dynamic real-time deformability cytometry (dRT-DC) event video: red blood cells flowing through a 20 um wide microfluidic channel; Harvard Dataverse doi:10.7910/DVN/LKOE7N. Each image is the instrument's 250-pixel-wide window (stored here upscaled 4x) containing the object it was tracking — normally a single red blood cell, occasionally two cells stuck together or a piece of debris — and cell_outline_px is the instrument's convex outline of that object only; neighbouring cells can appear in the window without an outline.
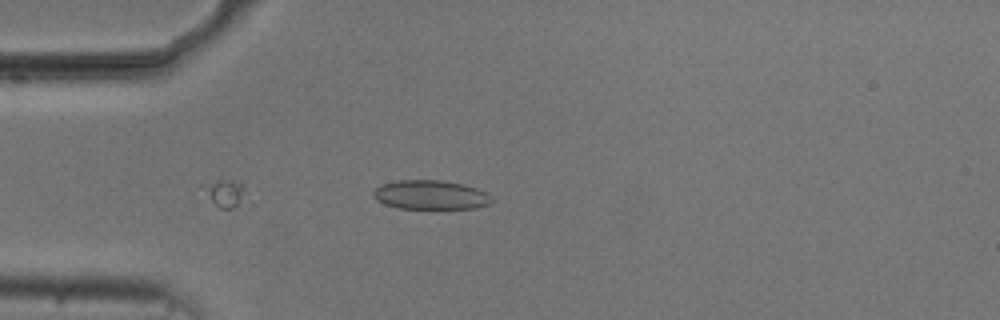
{"species": "common noctule bat (a hibernating species)", "species_latin": "Nyctalus noctula", "temperature_condition": "cold", "stored_images_in_passage": 40, "camera_frame_rate_fps": 3000, "um_per_image_px": 0.085, "animal": {"sex": "male", "body_mass_g": 20.5, "forearm_length_mm": 52.5}, "frame": {"image": 1, "passage_image": 1, "time_ms": 0.0, "image_size_px": [1000, 320], "cell_outline_px": [[492, 200], [488, 204], [472, 208], [400, 208], [384, 204], [376, 200], [372, 196], [372, 192], [380, 184], [396, 180], [444, 180], [464, 184], [476, 188], [492, 196]], "centroid_in_image_um": [36.55, 16.55], "position_along_channel_um": 48.5, "area_um2": 20.11}}
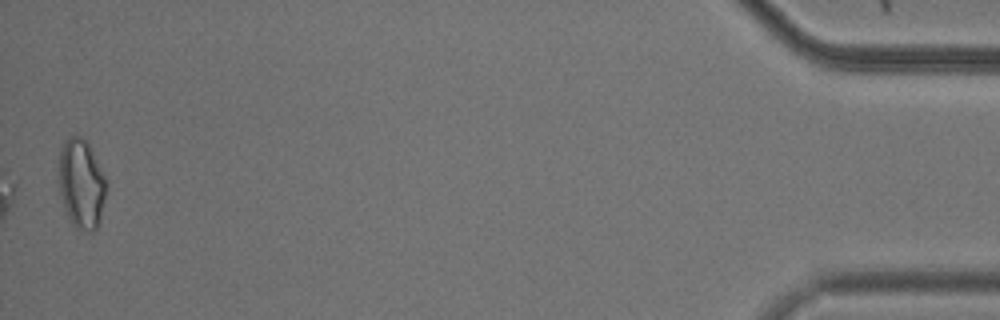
{"frame": {"image": 2, "passage_image": 40, "time_ms": 13.0, "image_size_px": [1000, 320], "cell_outline_px": [[104, 196], [100, 224], [92, 232], [88, 232], [76, 228], [72, 224], [64, 208], [56, 180], [60, 148], [64, 140], [68, 136], [80, 136], [88, 144], [104, 176]], "centroid_in_image_um": [6.84, 15.63], "position_along_channel_um": 428.4, "area_um2": 24.85}}